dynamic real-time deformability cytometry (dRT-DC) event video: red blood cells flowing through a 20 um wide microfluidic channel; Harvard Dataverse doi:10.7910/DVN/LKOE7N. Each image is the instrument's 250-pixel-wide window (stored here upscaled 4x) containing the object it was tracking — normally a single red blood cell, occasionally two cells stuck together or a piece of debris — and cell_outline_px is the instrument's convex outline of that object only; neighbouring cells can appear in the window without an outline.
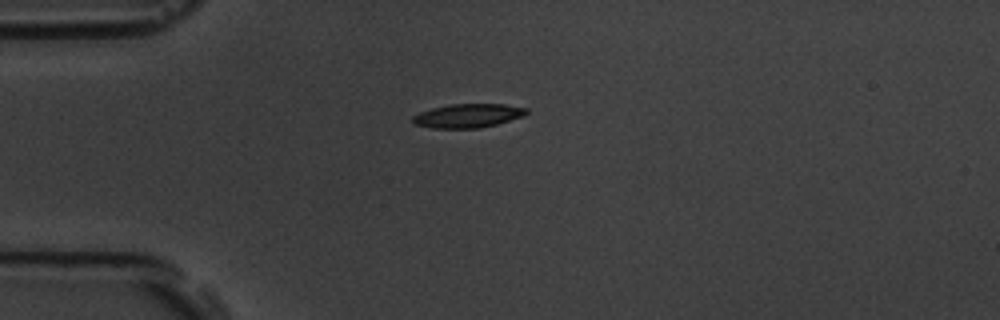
{"species": "common noctule bat (a hibernating species)", "species_latin": "Nyctalus noctula", "temperature_condition": "room temperature", "stored_images_in_passage": 2, "camera_frame_rate_fps": 3000, "um_per_image_px": 0.085, "animal": {"sex": "male", "body_mass_g": 19.5, "forearm_length_mm": 54.6}, "frame": {"image": 1, "passage_image": 1, "time_ms": 0.0, "image_size_px": [1000, 320], "cell_outline_px": [[528, 112], [524, 116], [496, 124], [480, 128], [432, 128], [412, 124], [412, 116], [420, 112], [432, 108], [448, 104], [504, 104], [528, 108]], "centroid_in_image_um": [39.76, 9.83], "position_along_channel_um": 45.2, "area_um2": 15.9}}